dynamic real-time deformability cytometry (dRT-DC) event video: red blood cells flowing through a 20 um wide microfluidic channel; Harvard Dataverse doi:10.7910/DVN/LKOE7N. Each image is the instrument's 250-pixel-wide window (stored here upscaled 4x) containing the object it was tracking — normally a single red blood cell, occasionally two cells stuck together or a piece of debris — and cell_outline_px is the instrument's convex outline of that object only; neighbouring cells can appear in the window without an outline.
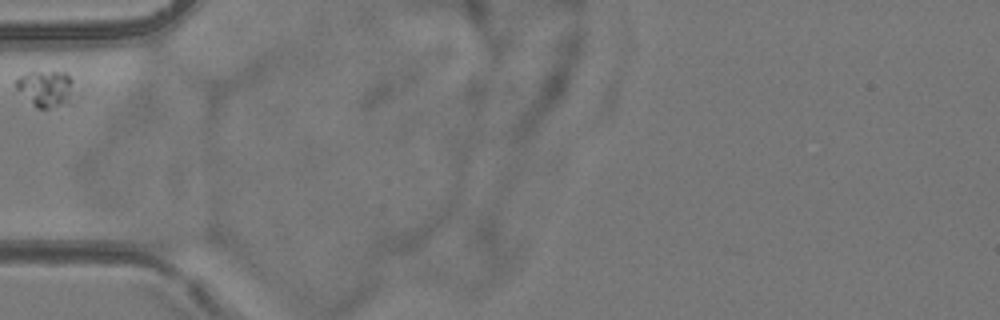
{"species": "common noctule bat (a hibernating species)", "species_latin": "Nyctalus noctula", "temperature_condition": "room temperature", "stored_images_in_passage": 1, "camera_frame_rate_fps": 3000, "um_per_image_px": 0.085, "animal": {"sex": "female", "body_mass_g": 24.6, "forearm_length_mm": 56.2}, "frame": {"image": 1, "passage_image": 1, "time_ms": 0.0, "image_size_px": [1000, 320], "cell_outline_px": [[72, 96], [48, 108], [36, 108], [16, 88], [16, 80], [20, 76], [28, 72], [68, 72], [72, 76]], "centroid_in_image_um": [3.85, 7.47], "position_along_channel_um": 81.1, "area_um2": 11.73}}